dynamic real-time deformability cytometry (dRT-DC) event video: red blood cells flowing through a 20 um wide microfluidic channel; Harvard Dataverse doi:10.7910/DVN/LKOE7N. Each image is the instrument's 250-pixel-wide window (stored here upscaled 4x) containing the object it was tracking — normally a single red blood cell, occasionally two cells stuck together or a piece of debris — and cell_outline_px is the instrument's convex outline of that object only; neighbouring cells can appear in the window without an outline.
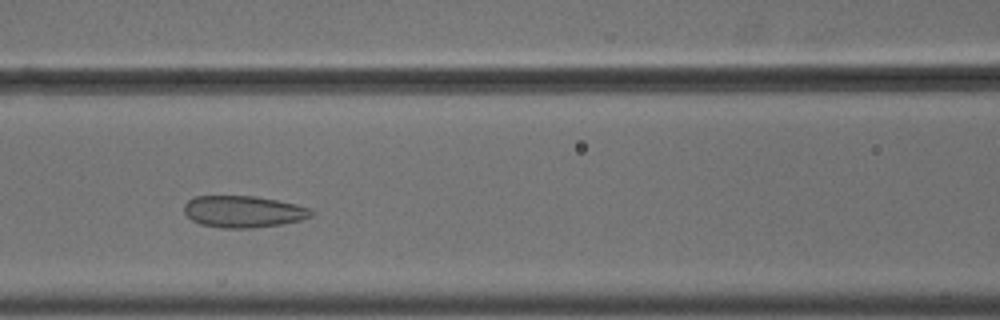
{"species": "common noctule bat (a hibernating species)", "species_latin": "Nyctalus noctula", "temperature_condition": "cold", "stored_images_in_passage": 40, "camera_frame_rate_fps": 3000, "um_per_image_px": 0.085, "animal": {"sex": "male", "body_mass_g": 18.8}, "frame": {"image": 1, "passage_image": 10, "time_ms": 3.0, "image_size_px": [1000, 320], "cell_outline_px": [[312, 216], [300, 220], [280, 224], [252, 228], [220, 228], [200, 224], [192, 220], [184, 212], [184, 204], [188, 200], [196, 196], [256, 196], [296, 204], [312, 208]], "centroid_in_image_um": [20.67, 17.98], "position_along_channel_um": 145.9, "area_um2": 23.52}}
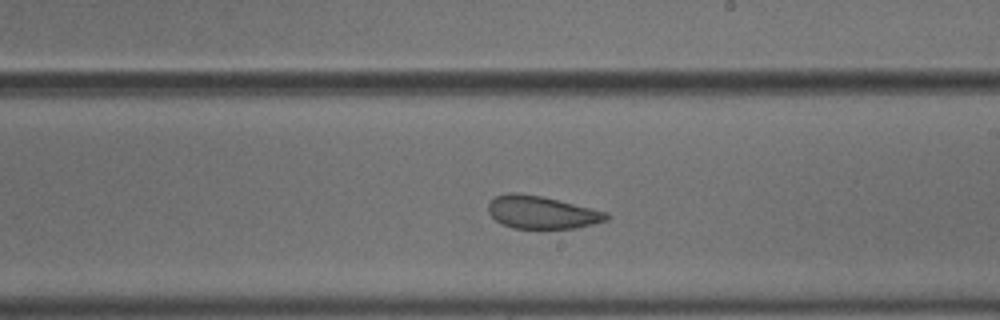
{"frame": {"image": 2, "passage_image": 18, "time_ms": 5.667, "image_size_px": [1000, 320], "cell_outline_px": [[608, 220], [576, 228], [512, 228], [496, 220], [488, 212], [488, 204], [496, 196], [512, 192], [516, 192], [540, 196], [608, 212]], "centroid_in_image_um": [46.04, 18.05], "position_along_channel_um": 243.0, "area_um2": 22.2}}
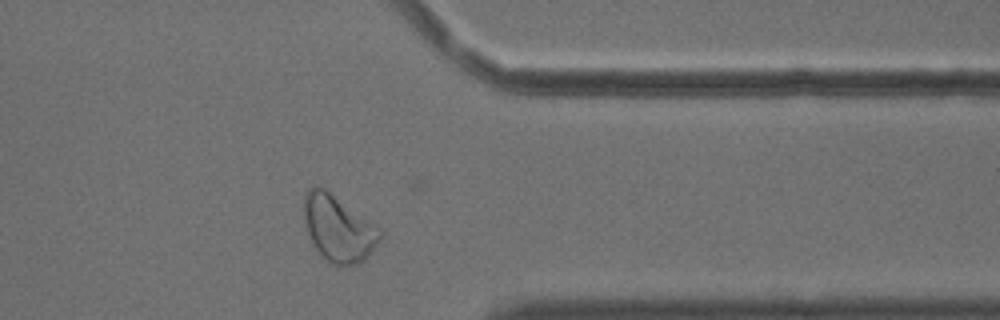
{"frame": {"image": 3, "passage_image": 30, "time_ms": 9.667, "image_size_px": [1000, 320], "cell_outline_px": [[380, 240], [364, 260], [356, 264], [332, 264], [312, 244], [308, 236], [304, 224], [304, 196], [308, 188], [316, 184], [324, 188], [380, 228]], "centroid_in_image_um": [28.72, 19.38], "position_along_channel_um": 382.7, "area_um2": 28.9}, "authors_computed_cell_mechanics": {"area_um2": 24.2182, "velocity_mm_per_s": 3.6436, "shape_relaxation_time_tau1_ms": null, "shape_relaxation_time_tau2_ms": 1.8181, "deformation_change_tau1": null, "deformation_change_tau2": 0.0798}}